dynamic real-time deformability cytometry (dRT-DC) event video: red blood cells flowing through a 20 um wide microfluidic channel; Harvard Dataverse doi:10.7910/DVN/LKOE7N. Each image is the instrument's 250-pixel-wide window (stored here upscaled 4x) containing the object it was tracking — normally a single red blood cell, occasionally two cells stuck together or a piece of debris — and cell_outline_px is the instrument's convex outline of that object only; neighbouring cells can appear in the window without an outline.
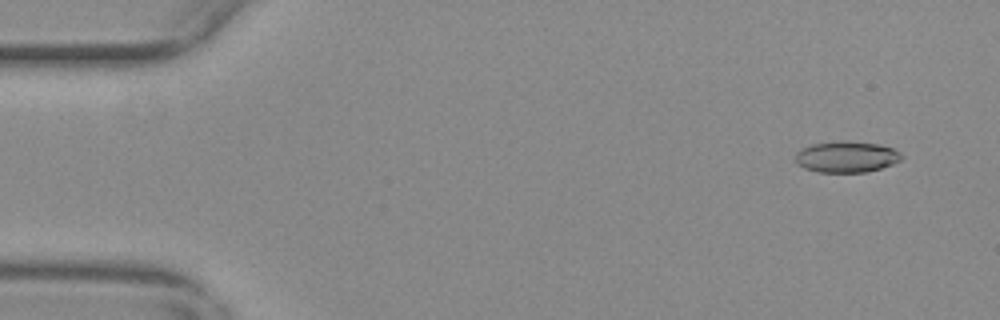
{"species": "common noctule bat (a hibernating species)", "species_latin": "Nyctalus noctula", "temperature_condition": "warm", "stored_images_in_passage": 32, "camera_frame_rate_fps": 3000, "um_per_image_px": 0.085, "animal": {"sex": "female", "body_mass_g": 29.2, "forearm_length_mm": 56.3}, "frame": {"image": 1, "passage_image": 4, "time_ms": 1.0, "image_size_px": [1000, 320], "cell_outline_px": [[904, 156], [900, 160], [892, 164], [880, 168], [864, 172], [820, 172], [804, 168], [796, 164], [796, 152], [812, 144], [840, 140], [844, 140], [880, 144], [892, 148], [900, 152]], "centroid_in_image_um": [71.96, 13.32], "position_along_channel_um": 13.0, "area_um2": 19.31}}
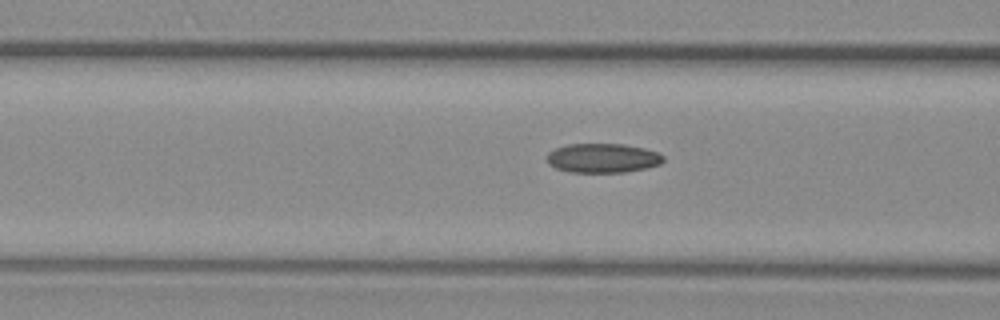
{"frame": {"image": 2, "passage_image": 22, "time_ms": 7.0, "image_size_px": [1000, 320], "cell_outline_px": [[664, 160], [660, 164], [644, 168], [624, 172], [572, 172], [556, 168], [548, 164], [544, 160], [548, 152], [556, 148], [568, 144], [624, 144], [644, 148], [656, 152], [664, 156]], "centroid_in_image_um": [51.19, 13.43], "position_along_channel_um": 115.4, "area_um2": 19.88}}
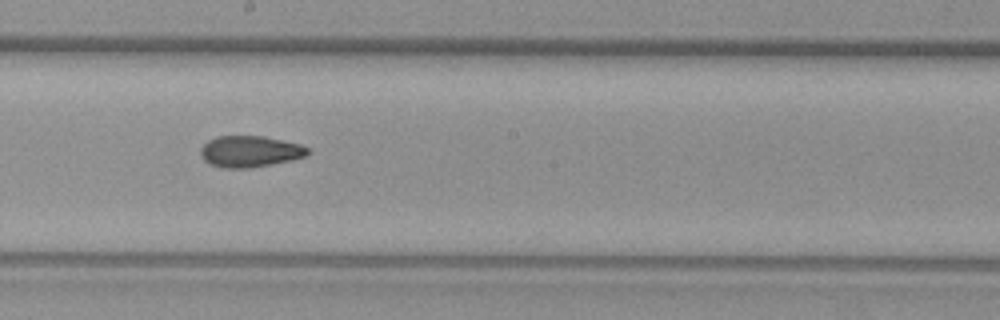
{"frame": {"image": 3, "passage_image": 31, "time_ms": 10.0, "image_size_px": [1000, 320], "cell_outline_px": [[312, 152], [308, 156], [292, 160], [272, 164], [248, 168], [220, 168], [208, 164], [200, 156], [200, 148], [208, 140], [216, 136], [264, 136], [300, 144], [308, 148]], "centroid_in_image_um": [21.24, 12.88], "position_along_channel_um": 227.0, "area_um2": 19.88}}